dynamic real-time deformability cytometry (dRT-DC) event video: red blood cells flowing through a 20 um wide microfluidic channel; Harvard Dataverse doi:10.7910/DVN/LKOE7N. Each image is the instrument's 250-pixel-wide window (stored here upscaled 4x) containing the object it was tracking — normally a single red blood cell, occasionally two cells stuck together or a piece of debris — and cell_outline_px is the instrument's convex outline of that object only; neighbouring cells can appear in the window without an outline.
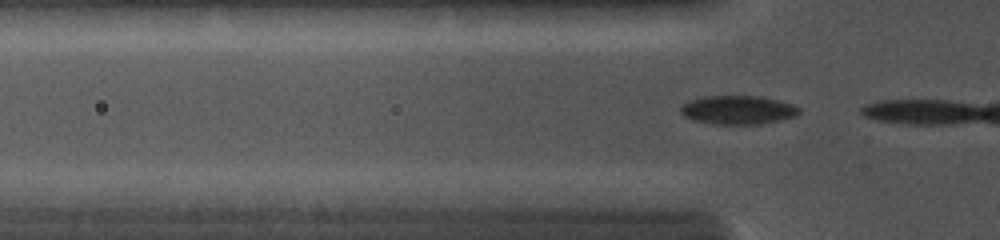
{"species": "common noctule bat (a hibernating species)", "species_latin": "Nyctalus noctula", "temperature_condition": "cold", "stored_images_in_passage": 5, "camera_frame_rate_fps": 5000, "um_per_image_px": 0.085, "animal": {"sex": "female", "body_mass_g": 19.0, "forearm_length_mm": 56.7}, "frame": {"image": 1, "passage_image": 2, "time_ms": 0.2, "image_size_px": [1000, 240], "cell_outline_px": [[800, 112], [796, 116], [760, 124], [712, 124], [692, 120], [684, 116], [680, 112], [680, 104], [704, 96], [760, 96], [780, 100], [792, 104], [800, 108]], "centroid_in_image_um": [62.7, 9.34], "position_along_channel_um": 63.1, "area_um2": 19.94}}